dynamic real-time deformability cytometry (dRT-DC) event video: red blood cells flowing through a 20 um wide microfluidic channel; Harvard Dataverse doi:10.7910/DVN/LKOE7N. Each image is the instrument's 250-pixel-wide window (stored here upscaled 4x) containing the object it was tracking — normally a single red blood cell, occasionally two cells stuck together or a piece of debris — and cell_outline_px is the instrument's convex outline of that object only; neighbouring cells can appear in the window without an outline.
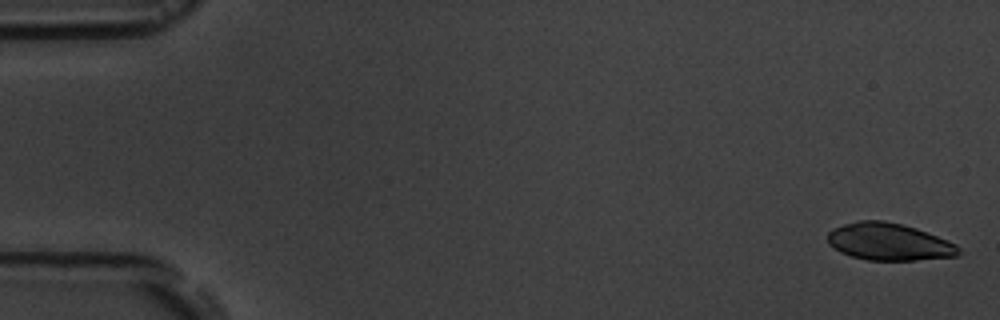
{"species": "common noctule bat (a hibernating species)", "species_latin": "Nyctalus noctula", "temperature_condition": "room temperature", "stored_images_in_passage": 6, "camera_frame_rate_fps": 3000, "um_per_image_px": 0.085, "animal": {"sex": "male", "body_mass_g": 19.5, "forearm_length_mm": 54.6}, "frame": {"image": 1, "passage_image": 1, "time_ms": 0.0, "image_size_px": [1000, 320], "cell_outline_px": [[960, 252], [956, 256], [916, 260], [868, 260], [852, 256], [840, 252], [828, 244], [828, 232], [832, 228], [856, 220], [884, 220], [916, 228], [956, 244], [960, 248]], "centroid_in_image_um": [75.53, 20.55], "position_along_channel_um": 9.5, "area_um2": 28.32}}